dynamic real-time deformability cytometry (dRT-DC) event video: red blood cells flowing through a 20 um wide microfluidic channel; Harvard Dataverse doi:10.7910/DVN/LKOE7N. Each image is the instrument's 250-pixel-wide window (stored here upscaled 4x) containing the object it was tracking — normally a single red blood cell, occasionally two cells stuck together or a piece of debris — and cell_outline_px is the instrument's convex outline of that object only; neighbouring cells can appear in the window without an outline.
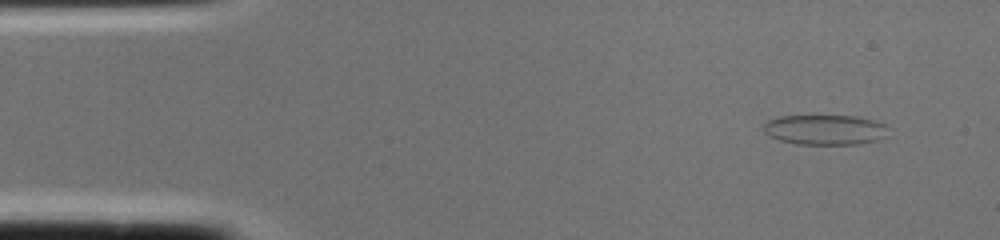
{"species": "common noctule bat (a hibernating species)", "species_latin": "Nyctalus noctula", "temperature_condition": "cold", "stored_images_in_passage": 1, "camera_frame_rate_fps": 3000, "um_per_image_px": 0.085, "animal": {"sex": "female", "body_mass_g": 22.0, "forearm_length_mm": 56.7}, "frame": {"image": 1, "passage_image": 1, "time_ms": 0.0, "image_size_px": [1000, 240], "cell_outline_px": [[888, 136], [880, 140], [860, 144], [796, 144], [780, 140], [768, 136], [764, 132], [764, 124], [768, 120], [776, 116], [856, 116], [872, 120], [884, 124]], "centroid_in_image_um": [70.12, 11.03], "position_along_channel_um": 14.9, "area_um2": 21.96}}